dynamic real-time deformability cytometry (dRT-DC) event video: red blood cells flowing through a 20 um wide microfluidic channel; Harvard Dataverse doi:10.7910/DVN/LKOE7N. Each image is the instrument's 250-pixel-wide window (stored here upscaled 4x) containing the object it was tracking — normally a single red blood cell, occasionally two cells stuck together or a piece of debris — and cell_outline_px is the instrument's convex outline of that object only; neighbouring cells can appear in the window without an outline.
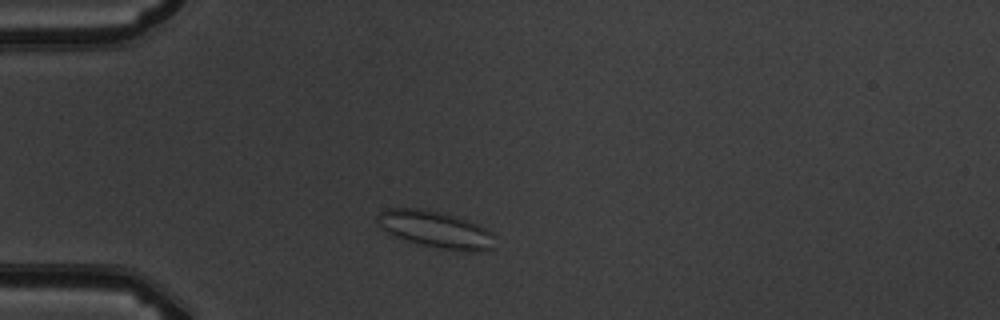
{"species": "common noctule bat (a hibernating species)", "species_latin": "Nyctalus noctula", "temperature_condition": "warm", "stored_images_in_passage": 4, "camera_frame_rate_fps": 3000, "um_per_image_px": 0.085, "animal": {"sex": "male", "body_mass_g": 19.5, "forearm_length_mm": 54.6}, "frame": {"image": 1, "passage_image": 2, "time_ms": 1.0, "image_size_px": [1000, 320], "cell_outline_px": [[496, 248], [484, 252], [460, 252], [420, 244], [396, 236], [388, 232], [376, 220], [376, 216], [384, 208], [424, 208], [440, 212], [468, 220], [492, 232]], "centroid_in_image_um": [37.09, 19.52], "position_along_channel_um": 47.9, "area_um2": 25.32}}
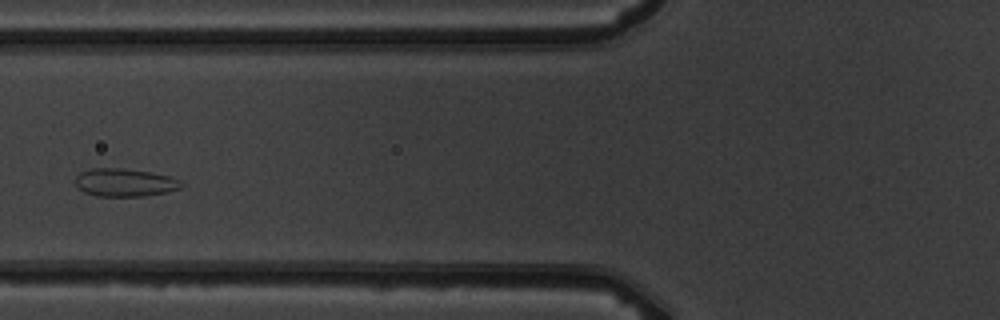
{"frame": {"image": 2, "passage_image": 4, "time_ms": 3.333, "image_size_px": [1000, 320], "cell_outline_px": [[184, 184], [180, 188], [164, 192], [144, 196], [96, 196], [84, 192], [72, 180], [80, 172], [92, 168], [124, 168], [152, 172], [172, 176], [180, 180]], "centroid_in_image_um": [10.6, 15.5], "position_along_channel_um": 115.2, "area_um2": 17.46}}